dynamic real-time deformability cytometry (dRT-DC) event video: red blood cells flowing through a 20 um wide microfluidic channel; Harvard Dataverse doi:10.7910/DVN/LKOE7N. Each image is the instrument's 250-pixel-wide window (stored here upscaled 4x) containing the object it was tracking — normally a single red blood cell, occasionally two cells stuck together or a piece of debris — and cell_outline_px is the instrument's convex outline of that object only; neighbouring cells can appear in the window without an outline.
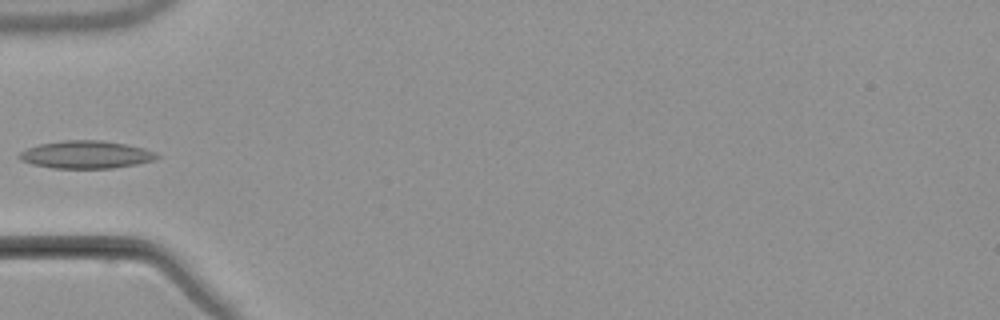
{"species": "common noctule bat (a hibernating species)", "species_latin": "Nyctalus noctula", "temperature_condition": "warm", "stored_images_in_passage": 3, "camera_frame_rate_fps": 3000, "um_per_image_px": 0.085, "animal": {"sex": "male", "body_mass_g": 21.5, "forearm_length_mm": 52.0}, "frame": {"image": 1, "passage_image": 3, "time_ms": 2.667, "image_size_px": [1000, 320], "cell_outline_px": [[160, 156], [156, 160], [136, 164], [112, 168], [52, 168], [32, 164], [20, 160], [16, 156], [20, 152], [28, 148], [40, 144], [64, 140], [104, 140], [128, 144], [144, 148], [156, 152]], "centroid_in_image_um": [7.34, 13.14], "position_along_channel_um": 77.7, "area_um2": 22.37}}